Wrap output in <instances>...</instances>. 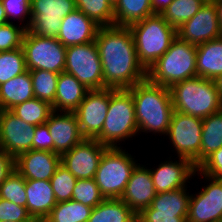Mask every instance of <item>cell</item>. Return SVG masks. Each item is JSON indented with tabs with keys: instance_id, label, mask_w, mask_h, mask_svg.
<instances>
[{
	"instance_id": "obj_1",
	"label": "cell",
	"mask_w": 222,
	"mask_h": 222,
	"mask_svg": "<svg viewBox=\"0 0 222 222\" xmlns=\"http://www.w3.org/2000/svg\"><path fill=\"white\" fill-rule=\"evenodd\" d=\"M95 43L102 64L105 88L129 89L147 79V70L138 60L129 27H100Z\"/></svg>"
},
{
	"instance_id": "obj_2",
	"label": "cell",
	"mask_w": 222,
	"mask_h": 222,
	"mask_svg": "<svg viewBox=\"0 0 222 222\" xmlns=\"http://www.w3.org/2000/svg\"><path fill=\"white\" fill-rule=\"evenodd\" d=\"M128 90L133 96L138 133L167 135L174 111L169 88L145 79Z\"/></svg>"
},
{
	"instance_id": "obj_3",
	"label": "cell",
	"mask_w": 222,
	"mask_h": 222,
	"mask_svg": "<svg viewBox=\"0 0 222 222\" xmlns=\"http://www.w3.org/2000/svg\"><path fill=\"white\" fill-rule=\"evenodd\" d=\"M169 90L174 111L204 119L222 109L213 80L197 76L175 83Z\"/></svg>"
},
{
	"instance_id": "obj_4",
	"label": "cell",
	"mask_w": 222,
	"mask_h": 222,
	"mask_svg": "<svg viewBox=\"0 0 222 222\" xmlns=\"http://www.w3.org/2000/svg\"><path fill=\"white\" fill-rule=\"evenodd\" d=\"M136 134L139 133L131 92L128 89L109 88L108 113L102 131L95 139L107 147L117 148L121 147L120 141L124 142Z\"/></svg>"
},
{
	"instance_id": "obj_5",
	"label": "cell",
	"mask_w": 222,
	"mask_h": 222,
	"mask_svg": "<svg viewBox=\"0 0 222 222\" xmlns=\"http://www.w3.org/2000/svg\"><path fill=\"white\" fill-rule=\"evenodd\" d=\"M197 77L196 45L176 37L169 49L148 70L147 79L170 88L175 83Z\"/></svg>"
},
{
	"instance_id": "obj_6",
	"label": "cell",
	"mask_w": 222,
	"mask_h": 222,
	"mask_svg": "<svg viewBox=\"0 0 222 222\" xmlns=\"http://www.w3.org/2000/svg\"><path fill=\"white\" fill-rule=\"evenodd\" d=\"M139 62L148 70L169 49L177 37L161 14H153L129 26Z\"/></svg>"
},
{
	"instance_id": "obj_7",
	"label": "cell",
	"mask_w": 222,
	"mask_h": 222,
	"mask_svg": "<svg viewBox=\"0 0 222 222\" xmlns=\"http://www.w3.org/2000/svg\"><path fill=\"white\" fill-rule=\"evenodd\" d=\"M136 162L122 147L104 151L94 179L105 199L121 198Z\"/></svg>"
},
{
	"instance_id": "obj_8",
	"label": "cell",
	"mask_w": 222,
	"mask_h": 222,
	"mask_svg": "<svg viewBox=\"0 0 222 222\" xmlns=\"http://www.w3.org/2000/svg\"><path fill=\"white\" fill-rule=\"evenodd\" d=\"M64 72L73 75L88 90L105 89L102 64L95 41L66 47Z\"/></svg>"
},
{
	"instance_id": "obj_9",
	"label": "cell",
	"mask_w": 222,
	"mask_h": 222,
	"mask_svg": "<svg viewBox=\"0 0 222 222\" xmlns=\"http://www.w3.org/2000/svg\"><path fill=\"white\" fill-rule=\"evenodd\" d=\"M22 48L27 70H48L60 74L65 70L66 47L57 38L34 35L26 30Z\"/></svg>"
},
{
	"instance_id": "obj_10",
	"label": "cell",
	"mask_w": 222,
	"mask_h": 222,
	"mask_svg": "<svg viewBox=\"0 0 222 222\" xmlns=\"http://www.w3.org/2000/svg\"><path fill=\"white\" fill-rule=\"evenodd\" d=\"M202 119L189 114L173 111L167 135L177 157L191 160L200 165Z\"/></svg>"
},
{
	"instance_id": "obj_11",
	"label": "cell",
	"mask_w": 222,
	"mask_h": 222,
	"mask_svg": "<svg viewBox=\"0 0 222 222\" xmlns=\"http://www.w3.org/2000/svg\"><path fill=\"white\" fill-rule=\"evenodd\" d=\"M75 9V0H31L27 30L34 35L57 38L62 19Z\"/></svg>"
},
{
	"instance_id": "obj_12",
	"label": "cell",
	"mask_w": 222,
	"mask_h": 222,
	"mask_svg": "<svg viewBox=\"0 0 222 222\" xmlns=\"http://www.w3.org/2000/svg\"><path fill=\"white\" fill-rule=\"evenodd\" d=\"M196 174L210 183L190 195L187 222H222V179L204 175L198 169Z\"/></svg>"
},
{
	"instance_id": "obj_13",
	"label": "cell",
	"mask_w": 222,
	"mask_h": 222,
	"mask_svg": "<svg viewBox=\"0 0 222 222\" xmlns=\"http://www.w3.org/2000/svg\"><path fill=\"white\" fill-rule=\"evenodd\" d=\"M109 105V88L89 90L78 108L79 129L84 138L95 139L102 131Z\"/></svg>"
},
{
	"instance_id": "obj_14",
	"label": "cell",
	"mask_w": 222,
	"mask_h": 222,
	"mask_svg": "<svg viewBox=\"0 0 222 222\" xmlns=\"http://www.w3.org/2000/svg\"><path fill=\"white\" fill-rule=\"evenodd\" d=\"M107 148L97 139L84 138L61 155V164L77 179L95 178L100 159Z\"/></svg>"
},
{
	"instance_id": "obj_15",
	"label": "cell",
	"mask_w": 222,
	"mask_h": 222,
	"mask_svg": "<svg viewBox=\"0 0 222 222\" xmlns=\"http://www.w3.org/2000/svg\"><path fill=\"white\" fill-rule=\"evenodd\" d=\"M35 127L21 120L10 110H0V149L14 158L30 151Z\"/></svg>"
},
{
	"instance_id": "obj_16",
	"label": "cell",
	"mask_w": 222,
	"mask_h": 222,
	"mask_svg": "<svg viewBox=\"0 0 222 222\" xmlns=\"http://www.w3.org/2000/svg\"><path fill=\"white\" fill-rule=\"evenodd\" d=\"M176 33L182 41L196 46L222 37L215 4L205 2L194 17L176 29Z\"/></svg>"
},
{
	"instance_id": "obj_17",
	"label": "cell",
	"mask_w": 222,
	"mask_h": 222,
	"mask_svg": "<svg viewBox=\"0 0 222 222\" xmlns=\"http://www.w3.org/2000/svg\"><path fill=\"white\" fill-rule=\"evenodd\" d=\"M170 159L161 162L156 169H149L156 193L187 187L186 182L190 183L188 180L195 176L197 167L191 160L183 157L175 161Z\"/></svg>"
},
{
	"instance_id": "obj_18",
	"label": "cell",
	"mask_w": 222,
	"mask_h": 222,
	"mask_svg": "<svg viewBox=\"0 0 222 222\" xmlns=\"http://www.w3.org/2000/svg\"><path fill=\"white\" fill-rule=\"evenodd\" d=\"M45 124L53 139V152L60 156L84 139L74 112L53 111Z\"/></svg>"
},
{
	"instance_id": "obj_19",
	"label": "cell",
	"mask_w": 222,
	"mask_h": 222,
	"mask_svg": "<svg viewBox=\"0 0 222 222\" xmlns=\"http://www.w3.org/2000/svg\"><path fill=\"white\" fill-rule=\"evenodd\" d=\"M61 164V156L54 152L34 150L15 158V170L25 180H48Z\"/></svg>"
},
{
	"instance_id": "obj_20",
	"label": "cell",
	"mask_w": 222,
	"mask_h": 222,
	"mask_svg": "<svg viewBox=\"0 0 222 222\" xmlns=\"http://www.w3.org/2000/svg\"><path fill=\"white\" fill-rule=\"evenodd\" d=\"M156 194L149 168L137 163L120 199L134 213H140L151 206Z\"/></svg>"
},
{
	"instance_id": "obj_21",
	"label": "cell",
	"mask_w": 222,
	"mask_h": 222,
	"mask_svg": "<svg viewBox=\"0 0 222 222\" xmlns=\"http://www.w3.org/2000/svg\"><path fill=\"white\" fill-rule=\"evenodd\" d=\"M99 28L92 19L75 9L62 19L57 39L65 47L91 43Z\"/></svg>"
},
{
	"instance_id": "obj_22",
	"label": "cell",
	"mask_w": 222,
	"mask_h": 222,
	"mask_svg": "<svg viewBox=\"0 0 222 222\" xmlns=\"http://www.w3.org/2000/svg\"><path fill=\"white\" fill-rule=\"evenodd\" d=\"M26 208L34 220L43 221L57 204L50 181L26 180Z\"/></svg>"
},
{
	"instance_id": "obj_23",
	"label": "cell",
	"mask_w": 222,
	"mask_h": 222,
	"mask_svg": "<svg viewBox=\"0 0 222 222\" xmlns=\"http://www.w3.org/2000/svg\"><path fill=\"white\" fill-rule=\"evenodd\" d=\"M89 90L73 75L61 72L57 81L54 111L74 112Z\"/></svg>"
},
{
	"instance_id": "obj_24",
	"label": "cell",
	"mask_w": 222,
	"mask_h": 222,
	"mask_svg": "<svg viewBox=\"0 0 222 222\" xmlns=\"http://www.w3.org/2000/svg\"><path fill=\"white\" fill-rule=\"evenodd\" d=\"M196 72L209 80L222 74V37L196 46Z\"/></svg>"
},
{
	"instance_id": "obj_25",
	"label": "cell",
	"mask_w": 222,
	"mask_h": 222,
	"mask_svg": "<svg viewBox=\"0 0 222 222\" xmlns=\"http://www.w3.org/2000/svg\"><path fill=\"white\" fill-rule=\"evenodd\" d=\"M32 98L34 91L29 70L0 85V110H11Z\"/></svg>"
},
{
	"instance_id": "obj_26",
	"label": "cell",
	"mask_w": 222,
	"mask_h": 222,
	"mask_svg": "<svg viewBox=\"0 0 222 222\" xmlns=\"http://www.w3.org/2000/svg\"><path fill=\"white\" fill-rule=\"evenodd\" d=\"M200 164L222 147V109L202 119Z\"/></svg>"
},
{
	"instance_id": "obj_27",
	"label": "cell",
	"mask_w": 222,
	"mask_h": 222,
	"mask_svg": "<svg viewBox=\"0 0 222 222\" xmlns=\"http://www.w3.org/2000/svg\"><path fill=\"white\" fill-rule=\"evenodd\" d=\"M151 15V0H119L114 6V25L129 27Z\"/></svg>"
},
{
	"instance_id": "obj_28",
	"label": "cell",
	"mask_w": 222,
	"mask_h": 222,
	"mask_svg": "<svg viewBox=\"0 0 222 222\" xmlns=\"http://www.w3.org/2000/svg\"><path fill=\"white\" fill-rule=\"evenodd\" d=\"M187 188L157 193L151 206L156 209V213L188 214L190 194Z\"/></svg>"
},
{
	"instance_id": "obj_29",
	"label": "cell",
	"mask_w": 222,
	"mask_h": 222,
	"mask_svg": "<svg viewBox=\"0 0 222 222\" xmlns=\"http://www.w3.org/2000/svg\"><path fill=\"white\" fill-rule=\"evenodd\" d=\"M134 214L121 199H104L92 209L87 222H127Z\"/></svg>"
},
{
	"instance_id": "obj_30",
	"label": "cell",
	"mask_w": 222,
	"mask_h": 222,
	"mask_svg": "<svg viewBox=\"0 0 222 222\" xmlns=\"http://www.w3.org/2000/svg\"><path fill=\"white\" fill-rule=\"evenodd\" d=\"M21 120L33 126L45 124L54 111L51 104L38 98H32L10 110Z\"/></svg>"
},
{
	"instance_id": "obj_31",
	"label": "cell",
	"mask_w": 222,
	"mask_h": 222,
	"mask_svg": "<svg viewBox=\"0 0 222 222\" xmlns=\"http://www.w3.org/2000/svg\"><path fill=\"white\" fill-rule=\"evenodd\" d=\"M92 207L74 200L57 203L44 222H87Z\"/></svg>"
},
{
	"instance_id": "obj_32",
	"label": "cell",
	"mask_w": 222,
	"mask_h": 222,
	"mask_svg": "<svg viewBox=\"0 0 222 222\" xmlns=\"http://www.w3.org/2000/svg\"><path fill=\"white\" fill-rule=\"evenodd\" d=\"M204 3V0H173L161 15L172 27L178 29L194 17Z\"/></svg>"
},
{
	"instance_id": "obj_33",
	"label": "cell",
	"mask_w": 222,
	"mask_h": 222,
	"mask_svg": "<svg viewBox=\"0 0 222 222\" xmlns=\"http://www.w3.org/2000/svg\"><path fill=\"white\" fill-rule=\"evenodd\" d=\"M75 5L100 27L114 25V7L108 0H75Z\"/></svg>"
},
{
	"instance_id": "obj_34",
	"label": "cell",
	"mask_w": 222,
	"mask_h": 222,
	"mask_svg": "<svg viewBox=\"0 0 222 222\" xmlns=\"http://www.w3.org/2000/svg\"><path fill=\"white\" fill-rule=\"evenodd\" d=\"M33 83L34 97L54 103L59 74L48 70H29Z\"/></svg>"
},
{
	"instance_id": "obj_35",
	"label": "cell",
	"mask_w": 222,
	"mask_h": 222,
	"mask_svg": "<svg viewBox=\"0 0 222 222\" xmlns=\"http://www.w3.org/2000/svg\"><path fill=\"white\" fill-rule=\"evenodd\" d=\"M27 71L23 48L0 52V85Z\"/></svg>"
},
{
	"instance_id": "obj_36",
	"label": "cell",
	"mask_w": 222,
	"mask_h": 222,
	"mask_svg": "<svg viewBox=\"0 0 222 222\" xmlns=\"http://www.w3.org/2000/svg\"><path fill=\"white\" fill-rule=\"evenodd\" d=\"M77 178L69 170L60 164L50 178V183L57 203L65 202L72 199L73 189Z\"/></svg>"
},
{
	"instance_id": "obj_37",
	"label": "cell",
	"mask_w": 222,
	"mask_h": 222,
	"mask_svg": "<svg viewBox=\"0 0 222 222\" xmlns=\"http://www.w3.org/2000/svg\"><path fill=\"white\" fill-rule=\"evenodd\" d=\"M26 180L14 170L0 185V198L26 207Z\"/></svg>"
},
{
	"instance_id": "obj_38",
	"label": "cell",
	"mask_w": 222,
	"mask_h": 222,
	"mask_svg": "<svg viewBox=\"0 0 222 222\" xmlns=\"http://www.w3.org/2000/svg\"><path fill=\"white\" fill-rule=\"evenodd\" d=\"M104 199L94 178L77 179L73 189L72 200L94 208Z\"/></svg>"
},
{
	"instance_id": "obj_39",
	"label": "cell",
	"mask_w": 222,
	"mask_h": 222,
	"mask_svg": "<svg viewBox=\"0 0 222 222\" xmlns=\"http://www.w3.org/2000/svg\"><path fill=\"white\" fill-rule=\"evenodd\" d=\"M26 30L22 24L15 25L12 21L0 25V52L21 48Z\"/></svg>"
},
{
	"instance_id": "obj_40",
	"label": "cell",
	"mask_w": 222,
	"mask_h": 222,
	"mask_svg": "<svg viewBox=\"0 0 222 222\" xmlns=\"http://www.w3.org/2000/svg\"><path fill=\"white\" fill-rule=\"evenodd\" d=\"M5 15L8 23L11 19L20 20L19 22H25L23 26L28 29L31 22V0H1ZM28 18V20H27Z\"/></svg>"
},
{
	"instance_id": "obj_41",
	"label": "cell",
	"mask_w": 222,
	"mask_h": 222,
	"mask_svg": "<svg viewBox=\"0 0 222 222\" xmlns=\"http://www.w3.org/2000/svg\"><path fill=\"white\" fill-rule=\"evenodd\" d=\"M0 221L34 222L26 207L0 198Z\"/></svg>"
},
{
	"instance_id": "obj_42",
	"label": "cell",
	"mask_w": 222,
	"mask_h": 222,
	"mask_svg": "<svg viewBox=\"0 0 222 222\" xmlns=\"http://www.w3.org/2000/svg\"><path fill=\"white\" fill-rule=\"evenodd\" d=\"M197 169L204 175L222 179V147L209 155Z\"/></svg>"
},
{
	"instance_id": "obj_43",
	"label": "cell",
	"mask_w": 222,
	"mask_h": 222,
	"mask_svg": "<svg viewBox=\"0 0 222 222\" xmlns=\"http://www.w3.org/2000/svg\"><path fill=\"white\" fill-rule=\"evenodd\" d=\"M143 222H187L188 214L156 213L152 206L144 208L140 213Z\"/></svg>"
},
{
	"instance_id": "obj_44",
	"label": "cell",
	"mask_w": 222,
	"mask_h": 222,
	"mask_svg": "<svg viewBox=\"0 0 222 222\" xmlns=\"http://www.w3.org/2000/svg\"><path fill=\"white\" fill-rule=\"evenodd\" d=\"M32 149L53 152V139L46 124L37 125L34 129Z\"/></svg>"
},
{
	"instance_id": "obj_45",
	"label": "cell",
	"mask_w": 222,
	"mask_h": 222,
	"mask_svg": "<svg viewBox=\"0 0 222 222\" xmlns=\"http://www.w3.org/2000/svg\"><path fill=\"white\" fill-rule=\"evenodd\" d=\"M15 170V158L0 149V185Z\"/></svg>"
},
{
	"instance_id": "obj_46",
	"label": "cell",
	"mask_w": 222,
	"mask_h": 222,
	"mask_svg": "<svg viewBox=\"0 0 222 222\" xmlns=\"http://www.w3.org/2000/svg\"><path fill=\"white\" fill-rule=\"evenodd\" d=\"M173 0H151L153 14H162Z\"/></svg>"
},
{
	"instance_id": "obj_47",
	"label": "cell",
	"mask_w": 222,
	"mask_h": 222,
	"mask_svg": "<svg viewBox=\"0 0 222 222\" xmlns=\"http://www.w3.org/2000/svg\"><path fill=\"white\" fill-rule=\"evenodd\" d=\"M212 2L215 4L217 10L218 22L222 32V0H212Z\"/></svg>"
},
{
	"instance_id": "obj_48",
	"label": "cell",
	"mask_w": 222,
	"mask_h": 222,
	"mask_svg": "<svg viewBox=\"0 0 222 222\" xmlns=\"http://www.w3.org/2000/svg\"><path fill=\"white\" fill-rule=\"evenodd\" d=\"M213 81L216 86V89L218 90L219 96L221 97L222 100V74L217 76Z\"/></svg>"
},
{
	"instance_id": "obj_49",
	"label": "cell",
	"mask_w": 222,
	"mask_h": 222,
	"mask_svg": "<svg viewBox=\"0 0 222 222\" xmlns=\"http://www.w3.org/2000/svg\"><path fill=\"white\" fill-rule=\"evenodd\" d=\"M8 23L3 4L0 0V25Z\"/></svg>"
},
{
	"instance_id": "obj_50",
	"label": "cell",
	"mask_w": 222,
	"mask_h": 222,
	"mask_svg": "<svg viewBox=\"0 0 222 222\" xmlns=\"http://www.w3.org/2000/svg\"><path fill=\"white\" fill-rule=\"evenodd\" d=\"M127 222H143L139 213H135Z\"/></svg>"
},
{
	"instance_id": "obj_51",
	"label": "cell",
	"mask_w": 222,
	"mask_h": 222,
	"mask_svg": "<svg viewBox=\"0 0 222 222\" xmlns=\"http://www.w3.org/2000/svg\"><path fill=\"white\" fill-rule=\"evenodd\" d=\"M108 1H109V2L113 5V7H114L119 0H108Z\"/></svg>"
},
{
	"instance_id": "obj_52",
	"label": "cell",
	"mask_w": 222,
	"mask_h": 222,
	"mask_svg": "<svg viewBox=\"0 0 222 222\" xmlns=\"http://www.w3.org/2000/svg\"><path fill=\"white\" fill-rule=\"evenodd\" d=\"M34 222H44V221H41V220H35Z\"/></svg>"
}]
</instances>
